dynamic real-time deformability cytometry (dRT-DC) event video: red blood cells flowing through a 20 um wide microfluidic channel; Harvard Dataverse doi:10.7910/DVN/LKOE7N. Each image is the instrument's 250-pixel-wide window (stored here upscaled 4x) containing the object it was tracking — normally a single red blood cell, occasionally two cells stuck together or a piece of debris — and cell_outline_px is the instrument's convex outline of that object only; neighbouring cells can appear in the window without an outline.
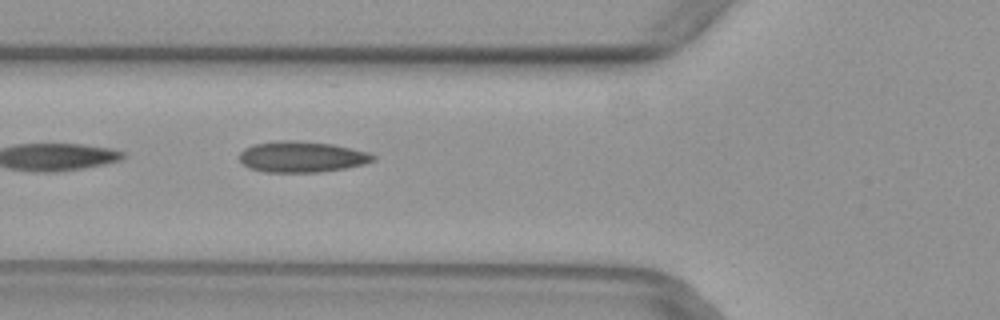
{"species": "common noctule bat (a hibernating species)", "species_latin": "Nyctalus noctula", "temperature_condition": "warm", "stored_images_in_passage": 10, "camera_frame_rate_fps": 3000, "um_per_image_px": 0.085, "animal": {"sex": "female", "body_mass_g": 29.2, "forearm_length_mm": 56.3}, "frame": {"image": 1, "passage_image": 4, "time_ms": 1.0, "image_size_px": [1000, 320], "cell_outline_px": [[376, 160], [364, 164], [348, 168], [320, 172], [264, 172], [248, 168], [240, 160], [240, 152], [244, 148], [252, 144], [280, 140], [292, 140], [332, 144], [368, 152], [376, 156]], "centroid_in_image_um": [25.65, 13.33], "position_along_channel_um": 100.1, "area_um2": 24.28}}